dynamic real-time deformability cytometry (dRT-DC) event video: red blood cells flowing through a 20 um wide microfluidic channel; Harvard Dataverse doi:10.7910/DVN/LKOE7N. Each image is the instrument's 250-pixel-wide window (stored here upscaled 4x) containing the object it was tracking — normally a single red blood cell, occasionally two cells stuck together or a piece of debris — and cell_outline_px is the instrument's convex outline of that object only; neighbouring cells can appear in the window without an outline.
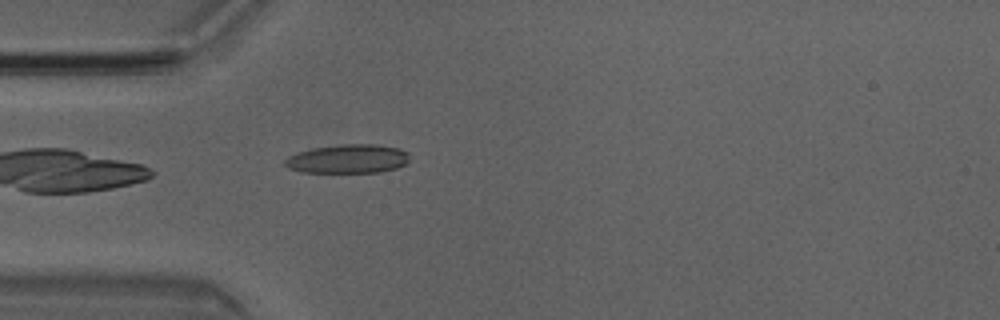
{"species": "Egyptian fruit bat (a non-hibernating species)", "species_latin": "Rousettus aegyptiacus", "temperature_condition": "room temperature", "stored_images_in_passage": 5, "camera_frame_rate_fps": 3000, "um_per_image_px": 0.085, "animal": {"sex": "male"}, "frame": {"image": 1, "passage_image": 4, "time_ms": 1.0, "image_size_px": [1000, 320], "cell_outline_px": [[408, 164], [396, 168], [380, 172], [304, 172], [288, 168], [284, 164], [284, 160], [288, 156], [296, 152], [312, 148], [344, 144], [376, 144], [400, 148], [408, 152]], "centroid_in_image_um": [29.58, 13.5], "position_along_channel_um": 55.4, "area_um2": 21.1}}